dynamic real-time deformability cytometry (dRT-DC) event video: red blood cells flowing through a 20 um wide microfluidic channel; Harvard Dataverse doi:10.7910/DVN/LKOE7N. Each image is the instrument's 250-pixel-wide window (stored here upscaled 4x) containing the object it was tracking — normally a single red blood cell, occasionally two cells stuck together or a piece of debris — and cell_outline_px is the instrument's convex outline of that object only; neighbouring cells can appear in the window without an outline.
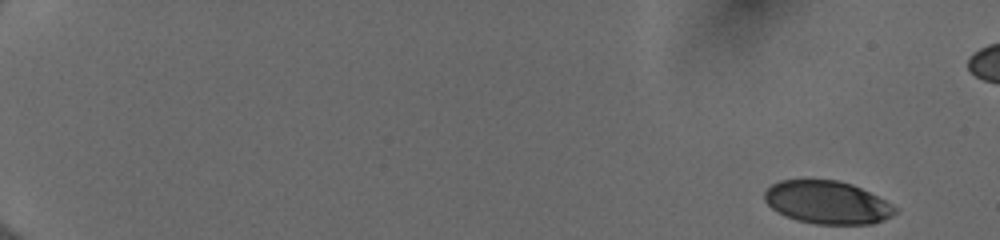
{"species": "human", "species_latin": "Homo sapiens", "temperature_condition": "cold", "stored_images_in_passage": 51, "camera_frame_rate_fps": 3000, "um_per_image_px": 0.085, "donor": {"sex": "female"}, "frame": {"image": 1, "passage_image": 1, "time_ms": 0.0, "image_size_px": [1000, 240], "cell_outline_px": [[896, 212], [892, 216], [884, 220], [872, 224], [816, 224], [796, 220], [784, 216], [776, 212], [764, 200], [764, 192], [772, 184], [780, 180], [836, 180], [852, 184], [892, 204], [896, 208]], "centroid_in_image_um": [70.29, 17.22], "position_along_channel_um": 14.7, "area_um2": 32.6}}
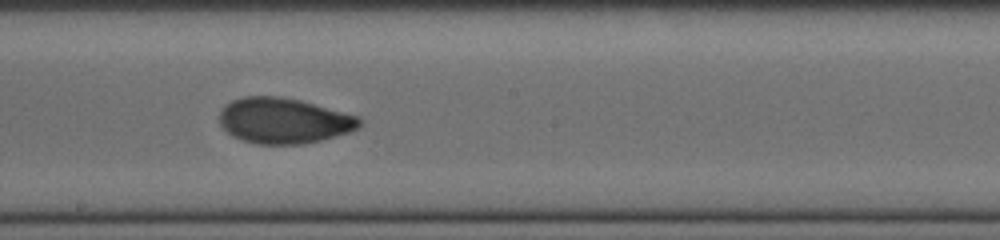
{"frame": {"image": 2, "passage_image": 31, "time_ms": 10.0, "image_size_px": [1000, 240], "cell_outline_px": [[360, 124], [356, 128], [348, 132], [336, 136], [304, 144], [256, 144], [240, 140], [232, 136], [220, 124], [220, 112], [224, 104], [232, 100], [244, 96], [280, 96], [300, 100], [360, 116]], "centroid_in_image_um": [24.09, 10.25], "position_along_channel_um": 224.1, "area_um2": 37.28}}
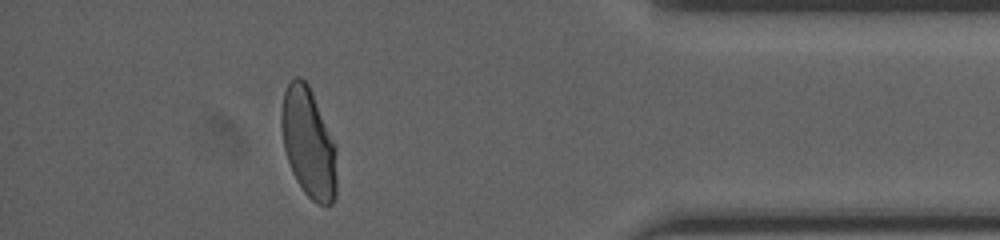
{"frame": {"image": 3, "passage_image": 47, "time_ms": 15.333, "image_size_px": [1000, 240], "cell_outline_px": [[336, 196], [332, 204], [320, 204], [312, 200], [304, 192], [296, 180], [292, 172], [284, 148], [280, 124], [280, 112], [284, 92], [288, 84], [296, 76], [300, 76], [308, 84], [312, 92], [336, 144]], "centroid_in_image_um": [26.22, 12.13], "position_along_channel_um": 409.0, "area_um2": 35.55}}